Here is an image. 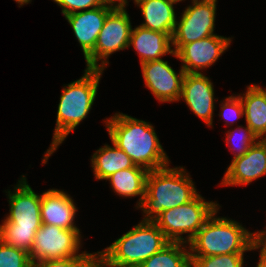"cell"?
I'll list each match as a JSON object with an SVG mask.
<instances>
[{"label": "cell", "instance_id": "cell-1", "mask_svg": "<svg viewBox=\"0 0 266 267\" xmlns=\"http://www.w3.org/2000/svg\"><path fill=\"white\" fill-rule=\"evenodd\" d=\"M104 123L112 144L123 150L135 165L148 171L169 165L170 159L150 122L118 112Z\"/></svg>", "mask_w": 266, "mask_h": 267}, {"label": "cell", "instance_id": "cell-2", "mask_svg": "<svg viewBox=\"0 0 266 267\" xmlns=\"http://www.w3.org/2000/svg\"><path fill=\"white\" fill-rule=\"evenodd\" d=\"M78 80L63 86L57 110L53 139L42 159L46 164L50 156L58 149L66 137L89 114L96 99L99 81L104 70L86 69Z\"/></svg>", "mask_w": 266, "mask_h": 267}, {"label": "cell", "instance_id": "cell-3", "mask_svg": "<svg viewBox=\"0 0 266 267\" xmlns=\"http://www.w3.org/2000/svg\"><path fill=\"white\" fill-rule=\"evenodd\" d=\"M169 166L148 173L146 193L137 208L144 213L142 221L153 222L163 211L188 203L199 194L183 166Z\"/></svg>", "mask_w": 266, "mask_h": 267}, {"label": "cell", "instance_id": "cell-4", "mask_svg": "<svg viewBox=\"0 0 266 267\" xmlns=\"http://www.w3.org/2000/svg\"><path fill=\"white\" fill-rule=\"evenodd\" d=\"M219 208L188 242L190 256H214L258 250V233L250 232L239 222L217 217Z\"/></svg>", "mask_w": 266, "mask_h": 267}, {"label": "cell", "instance_id": "cell-5", "mask_svg": "<svg viewBox=\"0 0 266 267\" xmlns=\"http://www.w3.org/2000/svg\"><path fill=\"white\" fill-rule=\"evenodd\" d=\"M170 241L152 221H141L98 255L111 267H139Z\"/></svg>", "mask_w": 266, "mask_h": 267}, {"label": "cell", "instance_id": "cell-6", "mask_svg": "<svg viewBox=\"0 0 266 267\" xmlns=\"http://www.w3.org/2000/svg\"><path fill=\"white\" fill-rule=\"evenodd\" d=\"M220 207L217 201L207 202L198 194L188 203L163 211L153 222L170 242L188 244L206 220ZM184 234L187 236L183 237Z\"/></svg>", "mask_w": 266, "mask_h": 267}, {"label": "cell", "instance_id": "cell-7", "mask_svg": "<svg viewBox=\"0 0 266 267\" xmlns=\"http://www.w3.org/2000/svg\"><path fill=\"white\" fill-rule=\"evenodd\" d=\"M131 24L126 7L116 6L107 15L98 34L94 50L85 58L86 69L104 70L109 65L110 55L129 48Z\"/></svg>", "mask_w": 266, "mask_h": 267}, {"label": "cell", "instance_id": "cell-8", "mask_svg": "<svg viewBox=\"0 0 266 267\" xmlns=\"http://www.w3.org/2000/svg\"><path fill=\"white\" fill-rule=\"evenodd\" d=\"M80 230L63 229L54 225L42 224L36 232L29 254L32 264L46 260L86 258L90 253H79ZM79 253V254H78Z\"/></svg>", "mask_w": 266, "mask_h": 267}, {"label": "cell", "instance_id": "cell-9", "mask_svg": "<svg viewBox=\"0 0 266 267\" xmlns=\"http://www.w3.org/2000/svg\"><path fill=\"white\" fill-rule=\"evenodd\" d=\"M177 20L172 35V49L175 53L182 45L215 35L217 0H191ZM174 47V48H173Z\"/></svg>", "mask_w": 266, "mask_h": 267}, {"label": "cell", "instance_id": "cell-10", "mask_svg": "<svg viewBox=\"0 0 266 267\" xmlns=\"http://www.w3.org/2000/svg\"><path fill=\"white\" fill-rule=\"evenodd\" d=\"M12 191L9 189L5 191L10 210L3 220L10 227L39 229L42 225L41 195L34 192L25 175L21 176Z\"/></svg>", "mask_w": 266, "mask_h": 267}, {"label": "cell", "instance_id": "cell-11", "mask_svg": "<svg viewBox=\"0 0 266 267\" xmlns=\"http://www.w3.org/2000/svg\"><path fill=\"white\" fill-rule=\"evenodd\" d=\"M145 86L159 102L180 101L182 81L185 75L181 67L179 73L163 59L140 64Z\"/></svg>", "mask_w": 266, "mask_h": 267}, {"label": "cell", "instance_id": "cell-12", "mask_svg": "<svg viewBox=\"0 0 266 267\" xmlns=\"http://www.w3.org/2000/svg\"><path fill=\"white\" fill-rule=\"evenodd\" d=\"M233 38L211 35L201 40L182 45L175 58L182 62L185 73H200L199 70L212 66L227 50Z\"/></svg>", "mask_w": 266, "mask_h": 267}, {"label": "cell", "instance_id": "cell-13", "mask_svg": "<svg viewBox=\"0 0 266 267\" xmlns=\"http://www.w3.org/2000/svg\"><path fill=\"white\" fill-rule=\"evenodd\" d=\"M214 86L204 73H185L180 99H184L189 109L206 123L213 126L215 109Z\"/></svg>", "mask_w": 266, "mask_h": 267}, {"label": "cell", "instance_id": "cell-14", "mask_svg": "<svg viewBox=\"0 0 266 267\" xmlns=\"http://www.w3.org/2000/svg\"><path fill=\"white\" fill-rule=\"evenodd\" d=\"M266 175V141L259 139L244 155L232 159L220 186H244Z\"/></svg>", "mask_w": 266, "mask_h": 267}, {"label": "cell", "instance_id": "cell-15", "mask_svg": "<svg viewBox=\"0 0 266 267\" xmlns=\"http://www.w3.org/2000/svg\"><path fill=\"white\" fill-rule=\"evenodd\" d=\"M115 7L113 4L105 3L100 7L64 16L81 46L84 58L94 50L104 21Z\"/></svg>", "mask_w": 266, "mask_h": 267}, {"label": "cell", "instance_id": "cell-16", "mask_svg": "<svg viewBox=\"0 0 266 267\" xmlns=\"http://www.w3.org/2000/svg\"><path fill=\"white\" fill-rule=\"evenodd\" d=\"M77 211L73 199L63 190L52 188L41 194L42 224L80 230L74 222Z\"/></svg>", "mask_w": 266, "mask_h": 267}, {"label": "cell", "instance_id": "cell-17", "mask_svg": "<svg viewBox=\"0 0 266 267\" xmlns=\"http://www.w3.org/2000/svg\"><path fill=\"white\" fill-rule=\"evenodd\" d=\"M130 46L137 51L140 64L160 60L167 54L175 56L172 49V38L167 33L153 31L140 25L132 28L129 48Z\"/></svg>", "mask_w": 266, "mask_h": 267}, {"label": "cell", "instance_id": "cell-18", "mask_svg": "<svg viewBox=\"0 0 266 267\" xmlns=\"http://www.w3.org/2000/svg\"><path fill=\"white\" fill-rule=\"evenodd\" d=\"M175 0H141L135 5L139 6L143 23L141 27L167 33L171 38L176 26Z\"/></svg>", "mask_w": 266, "mask_h": 267}, {"label": "cell", "instance_id": "cell-19", "mask_svg": "<svg viewBox=\"0 0 266 267\" xmlns=\"http://www.w3.org/2000/svg\"><path fill=\"white\" fill-rule=\"evenodd\" d=\"M238 95L243 103L246 125L262 140L266 136V87L252 84Z\"/></svg>", "mask_w": 266, "mask_h": 267}, {"label": "cell", "instance_id": "cell-20", "mask_svg": "<svg viewBox=\"0 0 266 267\" xmlns=\"http://www.w3.org/2000/svg\"><path fill=\"white\" fill-rule=\"evenodd\" d=\"M149 171L141 166L135 165L133 168H127L117 171L106 180L111 184L114 193L120 197L132 198L139 196L136 208H138L144 199L146 193V180Z\"/></svg>", "mask_w": 266, "mask_h": 267}, {"label": "cell", "instance_id": "cell-21", "mask_svg": "<svg viewBox=\"0 0 266 267\" xmlns=\"http://www.w3.org/2000/svg\"><path fill=\"white\" fill-rule=\"evenodd\" d=\"M90 160L94 177L97 180H106L117 171L135 166L132 159L114 144L113 147L104 144L93 153Z\"/></svg>", "mask_w": 266, "mask_h": 267}, {"label": "cell", "instance_id": "cell-22", "mask_svg": "<svg viewBox=\"0 0 266 267\" xmlns=\"http://www.w3.org/2000/svg\"><path fill=\"white\" fill-rule=\"evenodd\" d=\"M187 246L184 242H169L139 267H191Z\"/></svg>", "mask_w": 266, "mask_h": 267}, {"label": "cell", "instance_id": "cell-23", "mask_svg": "<svg viewBox=\"0 0 266 267\" xmlns=\"http://www.w3.org/2000/svg\"><path fill=\"white\" fill-rule=\"evenodd\" d=\"M38 230L10 227L2 220V224H0V240L6 245L22 249L30 254L34 237Z\"/></svg>", "mask_w": 266, "mask_h": 267}, {"label": "cell", "instance_id": "cell-24", "mask_svg": "<svg viewBox=\"0 0 266 267\" xmlns=\"http://www.w3.org/2000/svg\"><path fill=\"white\" fill-rule=\"evenodd\" d=\"M242 126H237L236 129H230L226 132L225 141L233 152V159L244 155L259 140L248 125Z\"/></svg>", "mask_w": 266, "mask_h": 267}, {"label": "cell", "instance_id": "cell-25", "mask_svg": "<svg viewBox=\"0 0 266 267\" xmlns=\"http://www.w3.org/2000/svg\"><path fill=\"white\" fill-rule=\"evenodd\" d=\"M191 267H243L244 253L190 256Z\"/></svg>", "mask_w": 266, "mask_h": 267}, {"label": "cell", "instance_id": "cell-26", "mask_svg": "<svg viewBox=\"0 0 266 267\" xmlns=\"http://www.w3.org/2000/svg\"><path fill=\"white\" fill-rule=\"evenodd\" d=\"M29 253L0 240V267H32Z\"/></svg>", "mask_w": 266, "mask_h": 267}, {"label": "cell", "instance_id": "cell-27", "mask_svg": "<svg viewBox=\"0 0 266 267\" xmlns=\"http://www.w3.org/2000/svg\"><path fill=\"white\" fill-rule=\"evenodd\" d=\"M232 94L225 98V100L220 101V117L224 118L226 125L232 126L236 120L243 118L244 107L240 96L237 94Z\"/></svg>", "mask_w": 266, "mask_h": 267}, {"label": "cell", "instance_id": "cell-28", "mask_svg": "<svg viewBox=\"0 0 266 267\" xmlns=\"http://www.w3.org/2000/svg\"><path fill=\"white\" fill-rule=\"evenodd\" d=\"M61 7L64 16L103 6L104 0H53Z\"/></svg>", "mask_w": 266, "mask_h": 267}, {"label": "cell", "instance_id": "cell-29", "mask_svg": "<svg viewBox=\"0 0 266 267\" xmlns=\"http://www.w3.org/2000/svg\"><path fill=\"white\" fill-rule=\"evenodd\" d=\"M97 255L98 251L90 253L86 258H67L40 261L34 263L32 267H86Z\"/></svg>", "mask_w": 266, "mask_h": 267}, {"label": "cell", "instance_id": "cell-30", "mask_svg": "<svg viewBox=\"0 0 266 267\" xmlns=\"http://www.w3.org/2000/svg\"><path fill=\"white\" fill-rule=\"evenodd\" d=\"M86 267H111L99 255H97Z\"/></svg>", "mask_w": 266, "mask_h": 267}, {"label": "cell", "instance_id": "cell-31", "mask_svg": "<svg viewBox=\"0 0 266 267\" xmlns=\"http://www.w3.org/2000/svg\"><path fill=\"white\" fill-rule=\"evenodd\" d=\"M258 248L266 254V235H258Z\"/></svg>", "mask_w": 266, "mask_h": 267}, {"label": "cell", "instance_id": "cell-32", "mask_svg": "<svg viewBox=\"0 0 266 267\" xmlns=\"http://www.w3.org/2000/svg\"><path fill=\"white\" fill-rule=\"evenodd\" d=\"M105 3H110L115 6H124L126 7L128 5V0H104Z\"/></svg>", "mask_w": 266, "mask_h": 267}, {"label": "cell", "instance_id": "cell-33", "mask_svg": "<svg viewBox=\"0 0 266 267\" xmlns=\"http://www.w3.org/2000/svg\"><path fill=\"white\" fill-rule=\"evenodd\" d=\"M259 254V262L256 267H266V254L260 249Z\"/></svg>", "mask_w": 266, "mask_h": 267}, {"label": "cell", "instance_id": "cell-34", "mask_svg": "<svg viewBox=\"0 0 266 267\" xmlns=\"http://www.w3.org/2000/svg\"><path fill=\"white\" fill-rule=\"evenodd\" d=\"M18 3L19 7L23 6L24 4H28V3H31L32 0H14Z\"/></svg>", "mask_w": 266, "mask_h": 267}, {"label": "cell", "instance_id": "cell-35", "mask_svg": "<svg viewBox=\"0 0 266 267\" xmlns=\"http://www.w3.org/2000/svg\"><path fill=\"white\" fill-rule=\"evenodd\" d=\"M257 233H258V235H266V229L265 230H261V231H257Z\"/></svg>", "mask_w": 266, "mask_h": 267}, {"label": "cell", "instance_id": "cell-36", "mask_svg": "<svg viewBox=\"0 0 266 267\" xmlns=\"http://www.w3.org/2000/svg\"><path fill=\"white\" fill-rule=\"evenodd\" d=\"M139 1H141V0H134V3L136 4V3L139 2Z\"/></svg>", "mask_w": 266, "mask_h": 267}]
</instances>
